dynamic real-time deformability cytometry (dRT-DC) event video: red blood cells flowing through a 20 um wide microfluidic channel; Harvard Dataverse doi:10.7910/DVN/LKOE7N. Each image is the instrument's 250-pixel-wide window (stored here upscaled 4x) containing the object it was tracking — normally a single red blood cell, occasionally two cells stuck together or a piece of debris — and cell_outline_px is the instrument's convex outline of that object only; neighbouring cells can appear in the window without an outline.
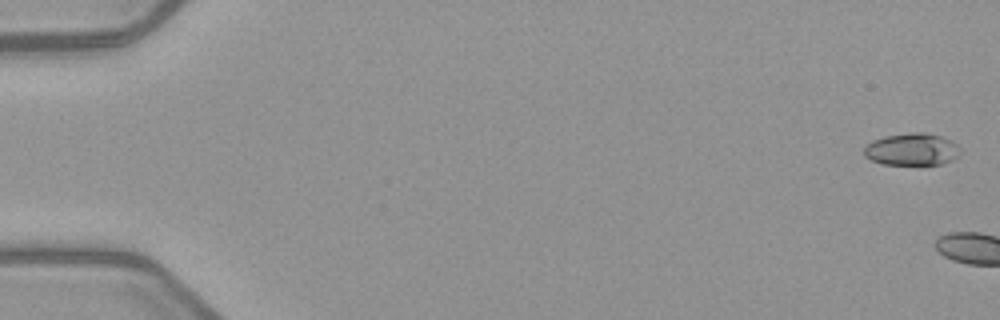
{"species": "common noctule bat (a hibernating species)", "species_latin": "Nyctalus noctula", "temperature_condition": "warm", "stored_images_in_passage": 6, "camera_frame_rate_fps": 3000, "um_per_image_px": 0.085, "animal": {"sex": "female", "body_mass_g": 21.9}, "frame": {"image": 1, "passage_image": 1, "time_ms": 0.0, "image_size_px": [1000, 320], "cell_outline_px": [[960, 152], [952, 160], [940, 164], [884, 164], [872, 160], [864, 156], [864, 148], [872, 140], [884, 136], [912, 132], [924, 132], [940, 136], [952, 140], [960, 148]], "centroid_in_image_um": [77.51, 12.68], "position_along_channel_um": 7.5, "area_um2": 17.98}}
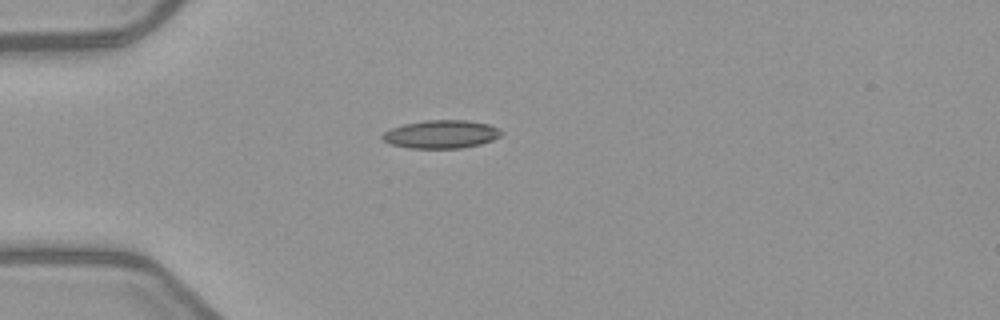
{"frame": {"image": 2, "passage_image": 6, "time_ms": 9.667, "image_size_px": [1000, 320], "cell_outline_px": [[504, 132], [500, 136], [492, 140], [480, 144], [460, 148], [408, 148], [388, 144], [380, 140], [380, 136], [384, 132], [392, 128], [404, 124], [424, 120], [468, 120], [488, 124]], "centroid_in_image_um": [37.45, 11.41], "position_along_channel_um": 47.6, "area_um2": 19.65}}